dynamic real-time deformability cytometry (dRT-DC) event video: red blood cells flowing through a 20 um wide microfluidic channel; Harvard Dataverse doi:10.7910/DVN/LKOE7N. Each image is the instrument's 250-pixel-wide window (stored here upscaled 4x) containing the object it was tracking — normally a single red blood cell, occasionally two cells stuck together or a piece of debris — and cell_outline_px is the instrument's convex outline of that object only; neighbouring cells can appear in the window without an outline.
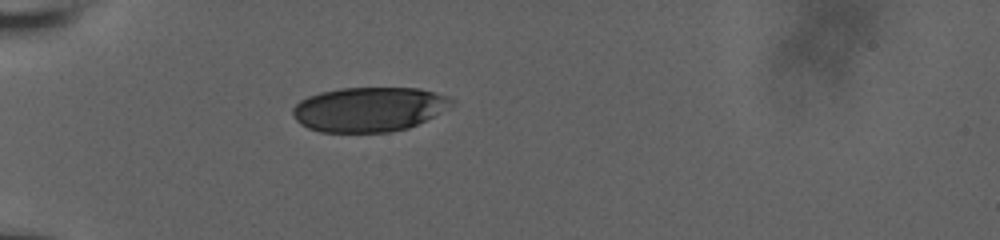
{"species": "human", "species_latin": "Homo sapiens", "temperature_condition": "room temperature", "stored_images_in_passage": 39, "camera_frame_rate_fps": 3000, "um_per_image_px": 0.085, "donor": {"sex": "male"}, "frame": {"image": 1, "passage_image": 1, "time_ms": 0.0, "image_size_px": [1000, 240], "cell_outline_px": [[456, 104], [408, 128], [388, 132], [320, 132], [308, 128], [300, 124], [296, 120], [292, 112], [292, 108], [300, 100], [308, 96], [320, 92], [340, 88], [420, 88], [436, 92], [448, 96], [456, 100]], "centroid_in_image_um": [31.37, 9.28], "position_along_channel_um": 53.6, "area_um2": 41.38}}
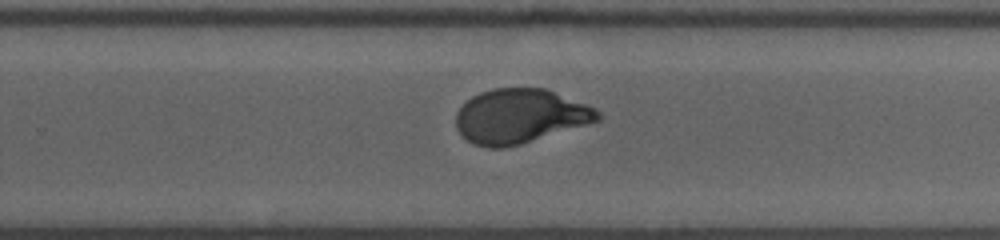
{"frame": {"image": 2, "passage_image": 21, "time_ms": 6.667, "image_size_px": [1000, 240], "cell_outline_px": [[600, 120], [588, 124], [520, 144], [504, 148], [488, 148], [472, 144], [456, 128], [456, 112], [472, 96], [480, 92], [492, 88], [544, 88], [596, 108], [600, 112]], "centroid_in_image_um": [44.18, 9.88], "position_along_channel_um": 285.6, "area_um2": 44.68}}
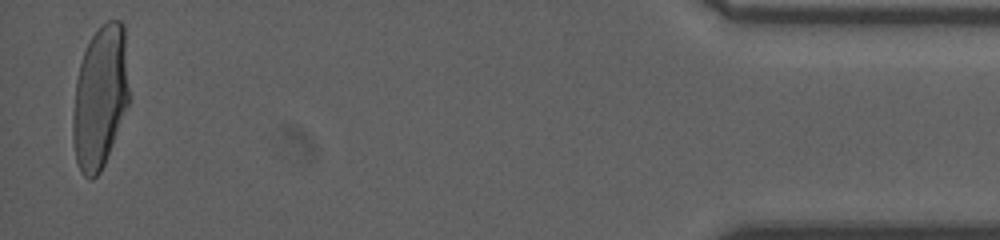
{"frame": {"image": 3, "passage_image": 38, "time_ms": 12.333, "image_size_px": [1000, 240], "cell_outline_px": [[128, 104], [104, 164], [100, 172], [96, 176], [88, 180], [80, 172], [76, 160], [72, 140], [72, 116], [76, 80], [80, 64], [84, 52], [92, 36], [100, 24], [108, 20], [120, 20], [124, 24], [128, 88]], "centroid_in_image_um": [8.48, 8.26], "position_along_channel_um": 426.7, "area_um2": 46.59}, "authors_computed_cell_mechanics": {"area_um2": 45.3152, "velocity_mm_per_s": 3.8241, "shape_relaxation_time_tau1_ms": 4.7056, "shape_relaxation_time_tau2_ms": null, "deformation_change_tau1": 0.1853, "deformation_change_tau2": null}}